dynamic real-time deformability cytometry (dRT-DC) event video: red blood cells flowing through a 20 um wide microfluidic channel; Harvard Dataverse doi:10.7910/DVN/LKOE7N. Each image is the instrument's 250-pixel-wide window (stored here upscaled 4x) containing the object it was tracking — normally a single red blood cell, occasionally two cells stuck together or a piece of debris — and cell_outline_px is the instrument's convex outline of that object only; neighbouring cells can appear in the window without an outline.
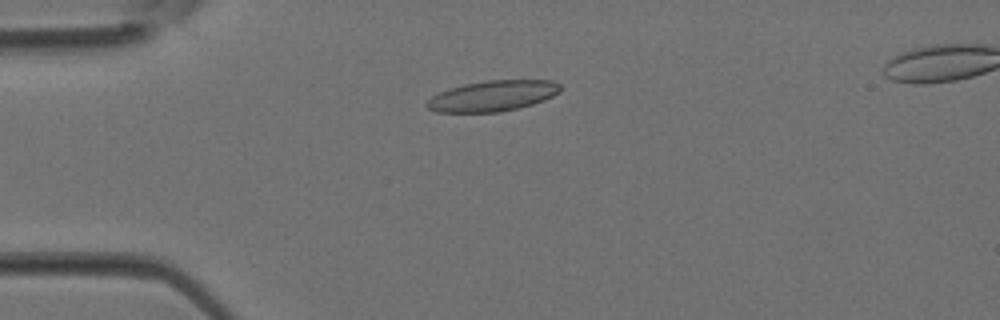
{"species": "Egyptian fruit bat (a non-hibernating species)", "species_latin": "Rousettus aegyptiacus", "temperature_condition": "room temperature", "stored_images_in_passage": 4, "camera_frame_rate_fps": 3000, "um_per_image_px": 0.085, "animal": {"sex": "female"}, "frame": {"image": 1, "passage_image": 3, "time_ms": 0.667, "image_size_px": [1000, 320], "cell_outline_px": [[560, 92], [544, 100], [532, 104], [500, 112], [436, 112], [428, 108], [424, 104], [432, 96], [448, 88], [464, 84], [488, 80], [552, 80], [560, 84]], "centroid_in_image_um": [41.86, 8.15], "position_along_channel_um": 43.1, "area_um2": 23.81}}